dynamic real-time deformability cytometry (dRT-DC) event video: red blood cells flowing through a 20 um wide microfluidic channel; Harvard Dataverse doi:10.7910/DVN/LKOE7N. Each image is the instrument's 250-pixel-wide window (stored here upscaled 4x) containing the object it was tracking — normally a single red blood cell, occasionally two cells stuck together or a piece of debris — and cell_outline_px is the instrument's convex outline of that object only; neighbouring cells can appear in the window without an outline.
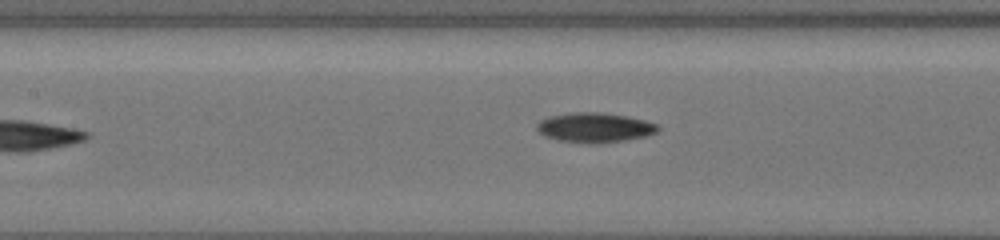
{"species": "common noctule bat (a hibernating species)", "species_latin": "Nyctalus noctula", "temperature_condition": "cold", "stored_images_in_passage": 13, "camera_frame_rate_fps": 3000, "um_per_image_px": 0.085, "animal": {"sex": "female", "body_mass_g": 19.5, "forearm_length_mm": 54.1}, "frame": {"image": 1, "passage_image": 13, "time_ms": 10.333, "image_size_px": [1000, 240], "cell_outline_px": [[660, 128], [656, 132], [644, 136], [624, 140], [600, 144], [588, 144], [556, 140], [544, 136], [536, 128], [536, 124], [540, 120], [552, 116], [572, 112], [600, 112], [624, 116], [644, 120], [656, 124]], "centroid_in_image_um": [50.51, 10.85], "position_along_channel_um": 156.9, "area_um2": 20.92}}